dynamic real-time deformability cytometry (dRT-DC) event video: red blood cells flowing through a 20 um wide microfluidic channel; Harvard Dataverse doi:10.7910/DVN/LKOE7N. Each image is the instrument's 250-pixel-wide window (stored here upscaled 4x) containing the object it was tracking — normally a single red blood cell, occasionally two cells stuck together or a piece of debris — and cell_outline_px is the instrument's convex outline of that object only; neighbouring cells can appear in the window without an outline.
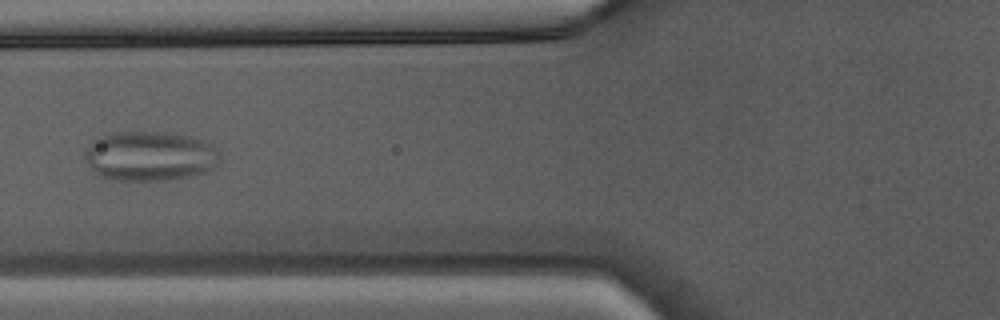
{"species": "Egyptian fruit bat (a non-hibernating species)", "species_latin": "Rousettus aegyptiacus", "temperature_condition": "warm", "stored_images_in_passage": 31, "camera_frame_rate_fps": 3000, "um_per_image_px": 0.085, "animal": {"sex": "male"}, "frame": {"image": 1, "passage_image": 4, "time_ms": 1.0, "image_size_px": [1000, 320], "cell_outline_px": [[220, 152], [216, 168], [192, 176], [164, 180], [116, 180], [96, 176], [92, 172], [84, 160], [84, 152], [88, 144], [112, 132], [164, 132], [188, 136], [204, 140], [212, 144]], "centroid_in_image_um": [12.72, 13.28], "position_along_channel_um": 113.1, "area_um2": 39.48}}
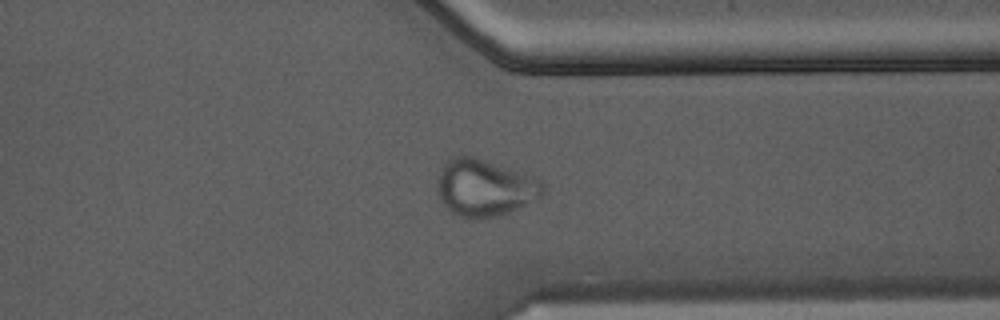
{"frame": {"image": 2, "passage_image": 21, "time_ms": 6.667, "image_size_px": [1000, 320], "cell_outline_px": [[544, 192], [540, 196], [508, 212], [496, 216], [468, 220], [456, 216], [440, 200], [436, 192], [436, 180], [440, 168], [452, 156], [472, 156], [536, 176], [544, 184]], "centroid_in_image_um": [41.14, 15.95], "position_along_channel_um": 370.3, "area_um2": 35.26}}
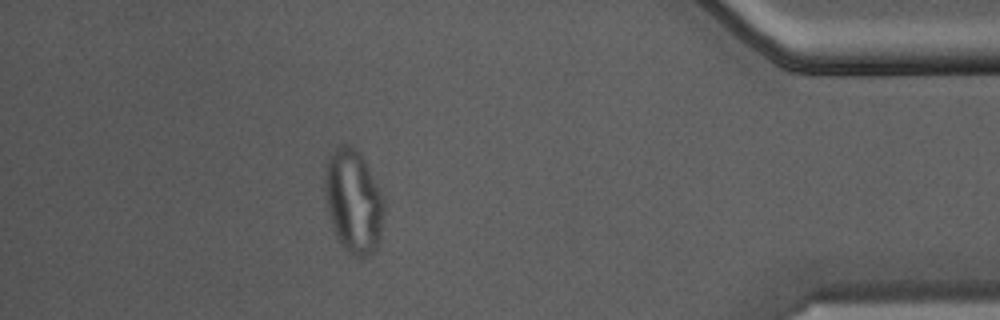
{"frame": {"image": 3, "passage_image": 26, "time_ms": 8.333, "image_size_px": [1000, 320], "cell_outline_px": [[384, 208], [380, 236], [376, 252], [360, 260], [352, 256], [344, 248], [336, 236], [328, 220], [324, 188], [324, 172], [328, 156], [336, 148], [344, 144], [348, 144], [356, 148], [364, 160], [384, 200]], "centroid_in_image_um": [30.01, 17.16], "position_along_channel_um": 405.2, "area_um2": 36.13}}